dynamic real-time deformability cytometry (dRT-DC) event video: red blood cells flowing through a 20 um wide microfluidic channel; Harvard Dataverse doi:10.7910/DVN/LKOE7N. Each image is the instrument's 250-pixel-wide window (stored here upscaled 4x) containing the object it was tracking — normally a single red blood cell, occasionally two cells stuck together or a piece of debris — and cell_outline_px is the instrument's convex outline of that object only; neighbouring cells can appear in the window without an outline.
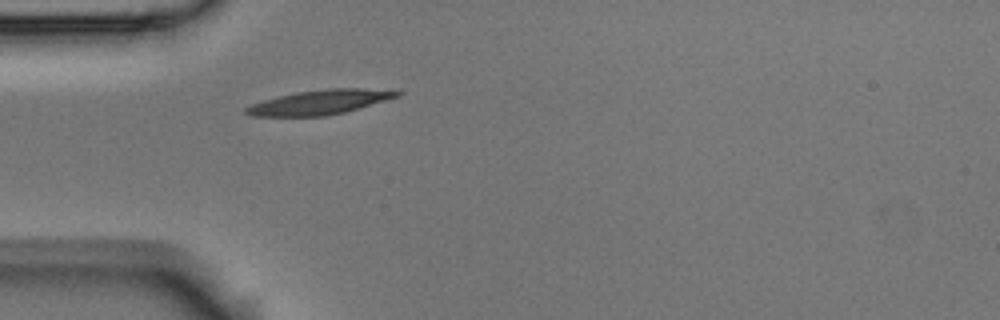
{"species": "Egyptian fruit bat (a non-hibernating species)", "species_latin": "Rousettus aegyptiacus", "temperature_condition": "room temperature", "stored_images_in_passage": 1, "camera_frame_rate_fps": 3000, "um_per_image_px": 0.085, "animal": {"sex": "male"}, "frame": {"image": 1, "passage_image": 1, "time_ms": 0.0, "image_size_px": [1000, 320], "cell_outline_px": [[404, 92], [400, 96], [344, 112], [324, 116], [252, 116], [244, 112], [244, 108], [252, 104], [264, 100], [296, 92], [328, 88], [360, 88]], "centroid_in_image_um": [27.16, 8.69], "position_along_channel_um": 57.8, "area_um2": 21.27}}